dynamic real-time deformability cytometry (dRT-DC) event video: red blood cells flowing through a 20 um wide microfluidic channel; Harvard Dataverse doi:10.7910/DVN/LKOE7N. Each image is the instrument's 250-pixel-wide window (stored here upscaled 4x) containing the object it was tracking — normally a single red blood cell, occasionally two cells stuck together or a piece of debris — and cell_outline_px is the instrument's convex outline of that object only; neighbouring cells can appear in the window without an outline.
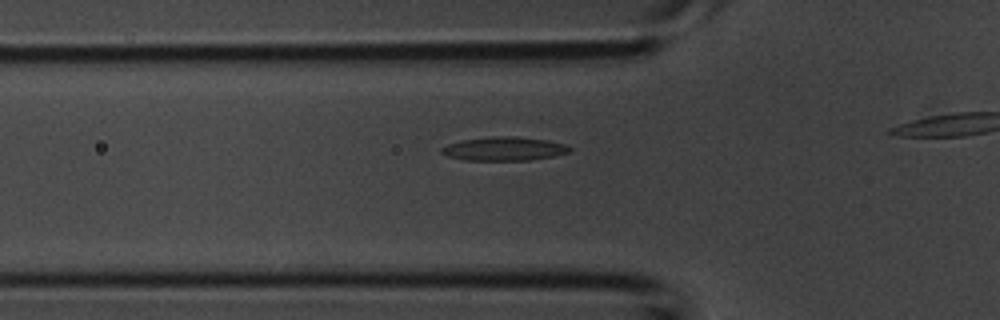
{"species": "common noctule bat (a hibernating species)", "species_latin": "Nyctalus noctula", "temperature_condition": "room temperature", "stored_images_in_passage": 18, "camera_frame_rate_fps": 3000, "um_per_image_px": 0.085, "animal": {"sex": "male", "body_mass_g": 20.1, "forearm_length_mm": 53.5}, "frame": {"image": 1, "passage_image": 11, "time_ms": 3.333, "image_size_px": [1000, 320], "cell_outline_px": [[572, 148], [568, 152], [552, 156], [532, 160], [464, 160], [448, 156], [440, 152], [440, 148], [448, 144], [460, 140], [488, 136], [516, 136], [548, 140], [568, 144]], "centroid_in_image_um": [42.84, 12.63], "position_along_channel_um": 83.0, "area_um2": 17.92}}
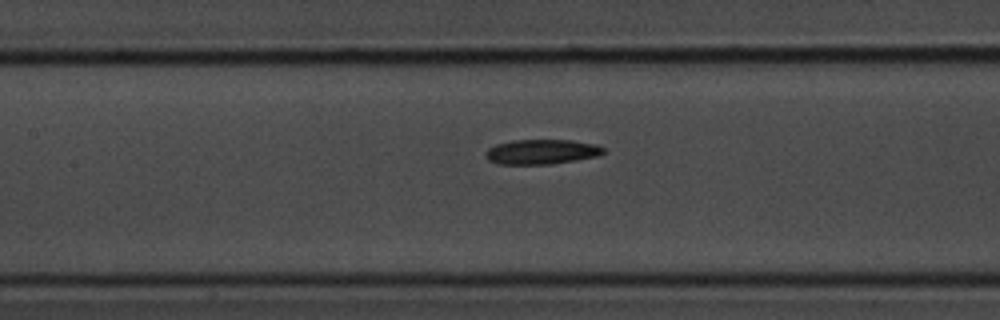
{"frame": {"image": 2, "passage_image": 16, "time_ms": 5.0, "image_size_px": [1000, 320], "cell_outline_px": [[604, 152], [600, 156], [552, 164], [500, 164], [488, 160], [488, 148], [496, 144], [512, 140], [572, 140], [596, 144], [604, 148]], "centroid_in_image_um": [46.09, 12.9], "position_along_channel_um": 161.3, "area_um2": 16.99}}